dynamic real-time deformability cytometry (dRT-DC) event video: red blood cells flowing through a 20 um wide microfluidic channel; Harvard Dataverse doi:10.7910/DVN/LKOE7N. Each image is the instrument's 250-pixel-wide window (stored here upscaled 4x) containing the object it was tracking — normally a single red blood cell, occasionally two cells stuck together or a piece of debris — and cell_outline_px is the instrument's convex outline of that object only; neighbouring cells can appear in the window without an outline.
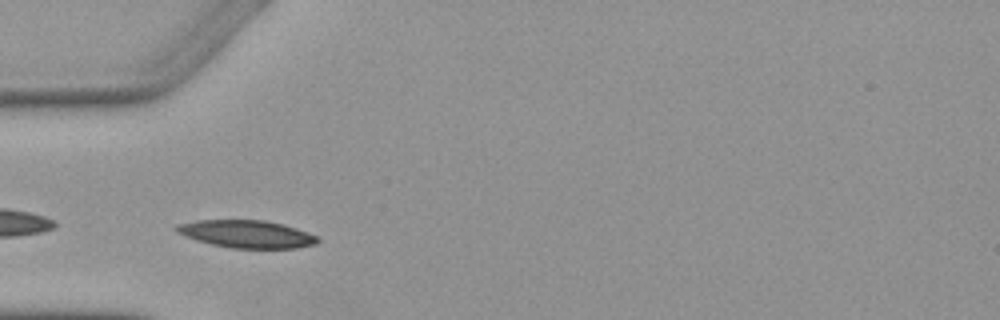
{"species": "Egyptian fruit bat (a non-hibernating species)", "species_latin": "Rousettus aegyptiacus", "temperature_condition": "warm", "stored_images_in_passage": 4, "camera_frame_rate_fps": 3000, "um_per_image_px": 0.085, "animal": {"sex": "female"}, "frame": {"image": 1, "passage_image": 3, "time_ms": 2.667, "image_size_px": [1000, 320], "cell_outline_px": [[320, 240], [316, 244], [296, 248], [232, 248], [212, 244], [196, 240], [176, 232], [172, 228], [176, 224], [196, 220], [264, 220], [284, 224], [308, 232], [316, 236]], "centroid_in_image_um": [20.94, 19.88], "position_along_channel_um": 64.1, "area_um2": 22.77}}